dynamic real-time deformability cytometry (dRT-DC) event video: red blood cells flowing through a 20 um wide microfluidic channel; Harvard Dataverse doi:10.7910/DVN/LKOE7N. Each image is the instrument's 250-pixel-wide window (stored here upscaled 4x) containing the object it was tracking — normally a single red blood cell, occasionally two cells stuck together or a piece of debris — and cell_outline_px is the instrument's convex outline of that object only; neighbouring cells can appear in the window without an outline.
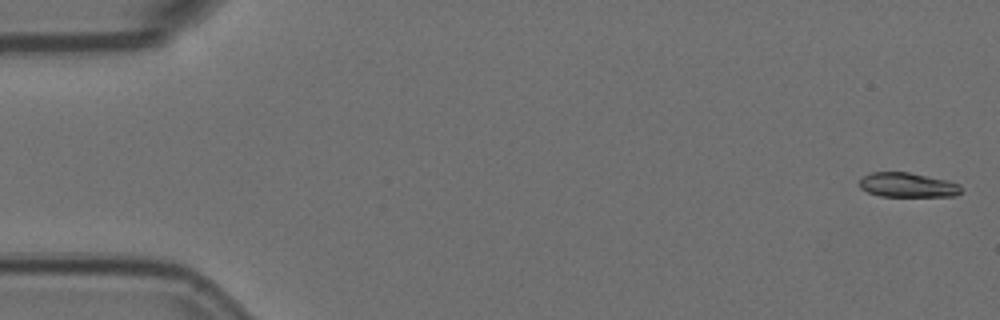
{"species": "Egyptian fruit bat (a non-hibernating species)", "species_latin": "Rousettus aegyptiacus", "temperature_condition": "room temperature", "stored_images_in_passage": 5, "camera_frame_rate_fps": 3000, "um_per_image_px": 0.085, "animal": {"sex": "female"}, "frame": {"image": 1, "passage_image": 1, "time_ms": 0.0, "image_size_px": [1000, 320], "cell_outline_px": [[964, 188], [956, 196], [880, 196], [868, 192], [860, 188], [860, 176], [872, 172], [908, 172], [948, 180], [960, 184]], "centroid_in_image_um": [77.16, 15.72], "position_along_channel_um": 7.8, "area_um2": 14.68}}
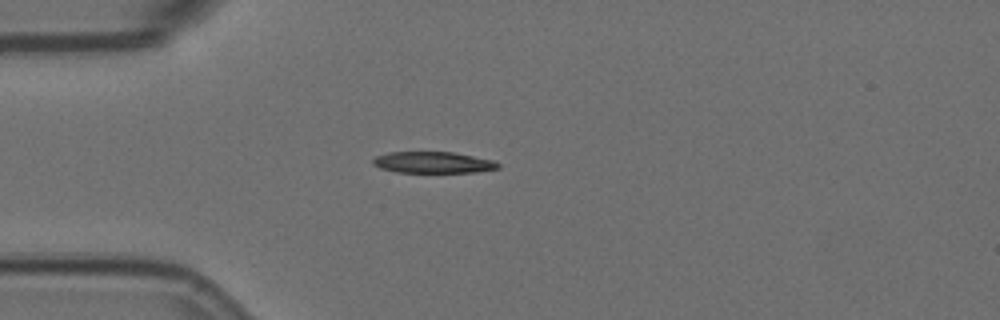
{"frame": {"image": 2, "passage_image": 5, "time_ms": 1.333, "image_size_px": [1000, 320], "cell_outline_px": [[500, 168], [476, 172], [396, 172], [380, 168], [372, 164], [372, 160], [376, 156], [388, 152], [452, 152], [492, 160], [500, 164]], "centroid_in_image_um": [36.78, 13.81], "position_along_channel_um": 48.2, "area_um2": 15.49}}